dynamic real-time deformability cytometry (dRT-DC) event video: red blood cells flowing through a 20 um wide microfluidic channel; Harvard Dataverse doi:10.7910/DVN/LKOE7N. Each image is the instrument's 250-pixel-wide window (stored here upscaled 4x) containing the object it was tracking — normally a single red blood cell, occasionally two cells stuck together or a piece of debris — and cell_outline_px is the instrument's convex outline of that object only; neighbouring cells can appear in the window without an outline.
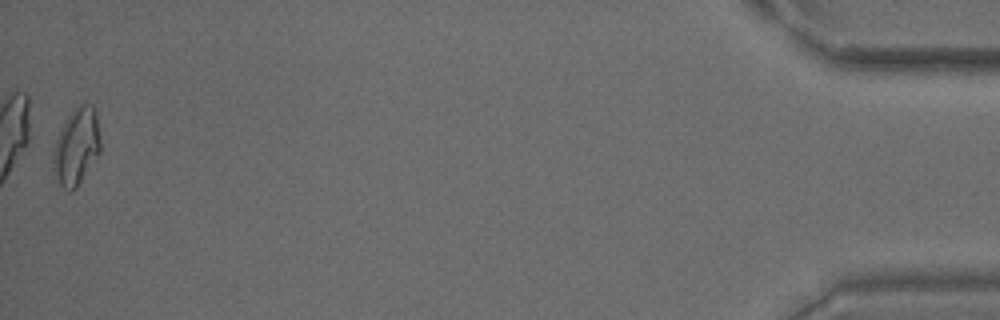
{"species": "common noctule bat (a hibernating species)", "species_latin": "Nyctalus noctula", "temperature_condition": "warm", "stored_images_in_passage": 52, "camera_frame_rate_fps": 3000, "um_per_image_px": 0.085, "animal": {"sex": "male", "body_mass_g": 15.6}, "frame": {"image": 1, "passage_image": 52, "time_ms": 17.0, "image_size_px": [1000, 320], "cell_outline_px": [[100, 152], [76, 188], [68, 192], [60, 184], [52, 160], [52, 152], [56, 140], [72, 108], [80, 104], [92, 104], [96, 112], [100, 144]], "centroid_in_image_um": [6.51, 12.43], "position_along_channel_um": 428.7, "area_um2": 20.75}, "authors_computed_cell_mechanics": {"area_um2": 18.2937, "velocity_mm_per_s": 3.9175, "shape_relaxation_time_tau1_ms": 9.4705, "shape_relaxation_time_tau2_ms": 5.0736, "deformation_change_tau1": 0.2665, "deformation_change_tau2": 0.1094}}